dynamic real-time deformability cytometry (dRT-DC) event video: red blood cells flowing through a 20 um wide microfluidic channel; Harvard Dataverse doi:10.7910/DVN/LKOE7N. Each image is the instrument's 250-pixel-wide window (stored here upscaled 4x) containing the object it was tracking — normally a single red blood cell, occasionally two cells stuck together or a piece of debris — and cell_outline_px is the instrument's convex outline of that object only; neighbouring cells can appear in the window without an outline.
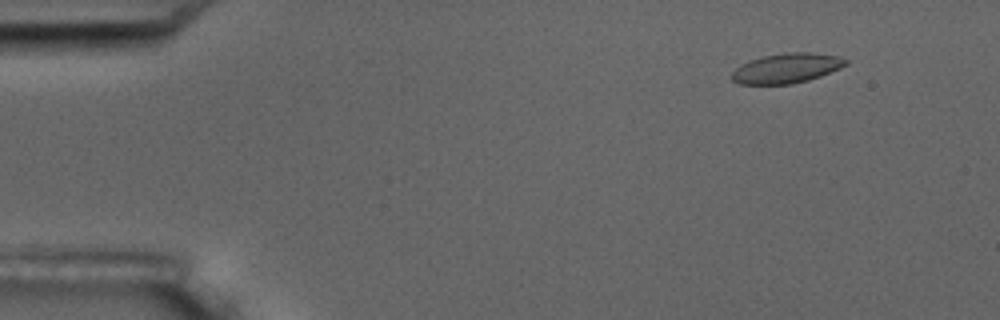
{"species": "common noctule bat (a hibernating species)", "species_latin": "Nyctalus noctula", "temperature_condition": "room temperature", "stored_images_in_passage": 7, "camera_frame_rate_fps": 3000, "um_per_image_px": 0.085, "animal": {"sex": "male", "body_mass_g": 17.5, "forearm_length_mm": 52.3}, "frame": {"image": 1, "passage_image": 1, "time_ms": 0.0, "image_size_px": [1000, 320], "cell_outline_px": [[848, 64], [840, 68], [820, 76], [808, 80], [792, 84], [740, 84], [732, 80], [732, 72], [740, 64], [748, 60], [764, 56], [792, 52], [808, 52], [840, 56], [848, 60]], "centroid_in_image_um": [66.87, 5.8], "position_along_channel_um": 18.1, "area_um2": 19.77}}
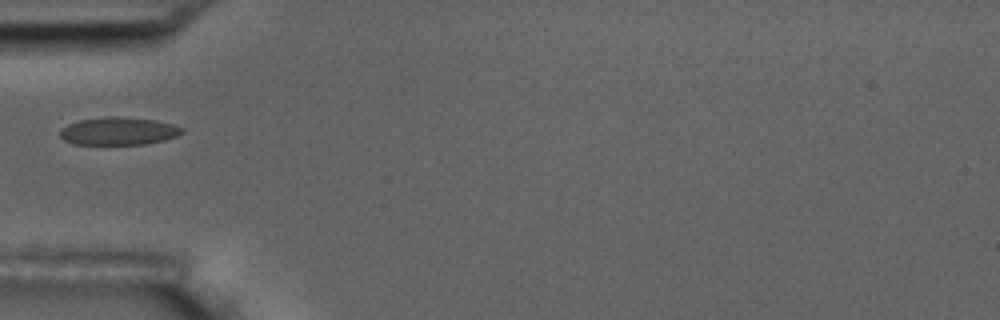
{"frame": {"image": 2, "passage_image": 4, "time_ms": 4.333, "image_size_px": [1000, 320], "cell_outline_px": [[184, 132], [176, 136], [164, 140], [144, 144], [72, 144], [64, 140], [60, 136], [60, 128], [76, 120], [108, 116], [120, 116], [156, 120], [172, 124], [184, 128]], "centroid_in_image_um": [10.05, 11.13], "position_along_channel_um": 74.9, "area_um2": 19.94}}
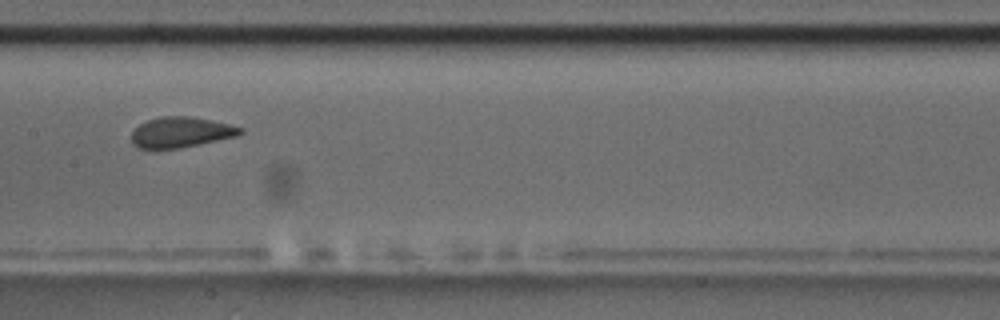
{"frame": {"image": 3, "passage_image": 7, "time_ms": 7.667, "image_size_px": [1000, 320], "cell_outline_px": [[244, 132], [236, 136], [200, 144], [180, 148], [136, 148], [132, 144], [132, 132], [140, 124], [148, 120], [160, 116], [192, 116], [212, 120], [244, 128]], "centroid_in_image_um": [15.38, 11.23], "position_along_channel_um": 192.0, "area_um2": 19.31}}